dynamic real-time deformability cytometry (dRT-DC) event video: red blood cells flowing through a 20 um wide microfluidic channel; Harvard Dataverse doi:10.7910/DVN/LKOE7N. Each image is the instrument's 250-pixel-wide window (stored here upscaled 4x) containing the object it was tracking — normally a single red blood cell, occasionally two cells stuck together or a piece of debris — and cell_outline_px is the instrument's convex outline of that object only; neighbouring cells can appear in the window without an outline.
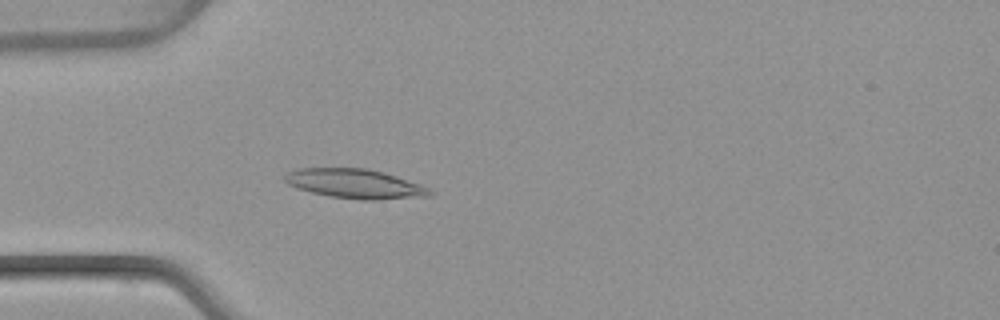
{"species": "common noctule bat (a hibernating species)", "species_latin": "Nyctalus noctula", "temperature_condition": "warm", "stored_images_in_passage": 50, "camera_frame_rate_fps": 3000, "um_per_image_px": 0.085, "animal": {"sex": "female", "body_mass_g": 22.7, "forearm_length_mm": 54.2}, "frame": {"image": 1, "passage_image": 14, "time_ms": 4.333, "image_size_px": [1000, 320], "cell_outline_px": [[436, 192], [432, 196], [376, 200], [360, 200], [332, 196], [312, 192], [296, 188], [288, 184], [284, 180], [284, 176], [288, 172], [296, 168], [368, 168], [384, 172], [420, 184]], "centroid_in_image_um": [30.21, 15.62], "position_along_channel_um": 54.8, "area_um2": 24.97}}
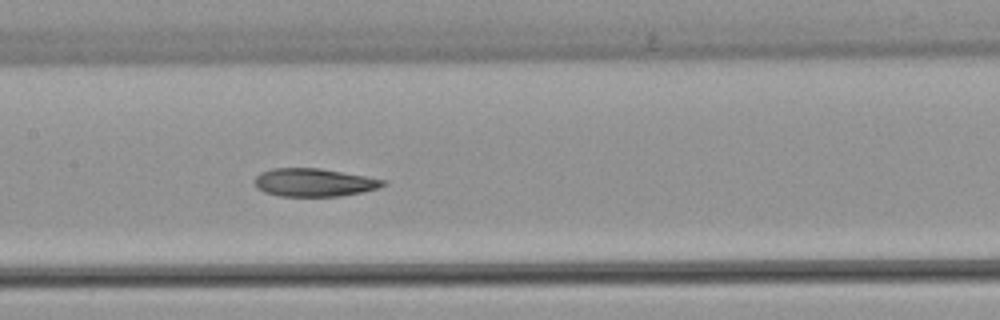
{"frame": {"image": 2, "passage_image": 24, "time_ms": 7.667, "image_size_px": [1000, 320], "cell_outline_px": [[388, 180], [384, 184], [376, 188], [360, 192], [340, 196], [280, 196], [264, 192], [256, 188], [256, 176], [260, 172], [272, 168], [320, 168]], "centroid_in_image_um": [26.66, 15.5], "position_along_channel_um": 180.7, "area_um2": 20.87}}
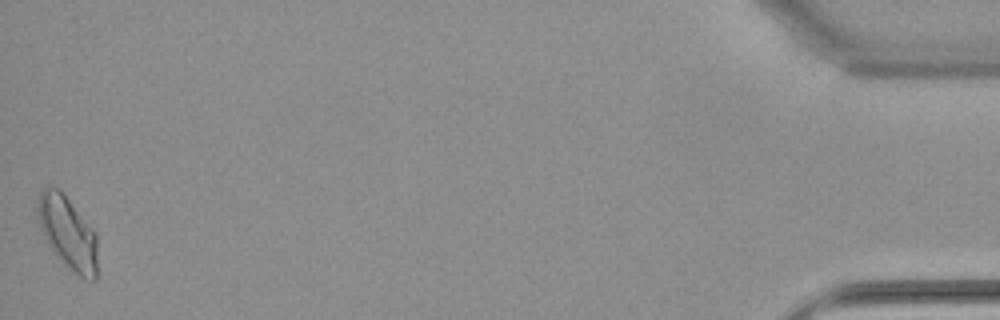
{"frame": {"image": 3, "passage_image": 50, "time_ms": 16.333, "image_size_px": [1000, 320], "cell_outline_px": [[96, 280], [84, 280], [72, 272], [52, 252], [40, 228], [36, 212], [36, 200], [40, 192], [44, 188], [60, 188], [96, 232]], "centroid_in_image_um": [5.73, 19.78], "position_along_channel_um": 429.5, "area_um2": 25.72}, "authors_computed_cell_mechanics": {"area_um2": 22.4264, "velocity_mm_per_s": 3.9803, "shape_relaxation_time_tau1_ms": 9.5468, "shape_relaxation_time_tau2_ms": 2.7213, "deformation_change_tau1": 0.2072, "deformation_change_tau2": 0.0833}}